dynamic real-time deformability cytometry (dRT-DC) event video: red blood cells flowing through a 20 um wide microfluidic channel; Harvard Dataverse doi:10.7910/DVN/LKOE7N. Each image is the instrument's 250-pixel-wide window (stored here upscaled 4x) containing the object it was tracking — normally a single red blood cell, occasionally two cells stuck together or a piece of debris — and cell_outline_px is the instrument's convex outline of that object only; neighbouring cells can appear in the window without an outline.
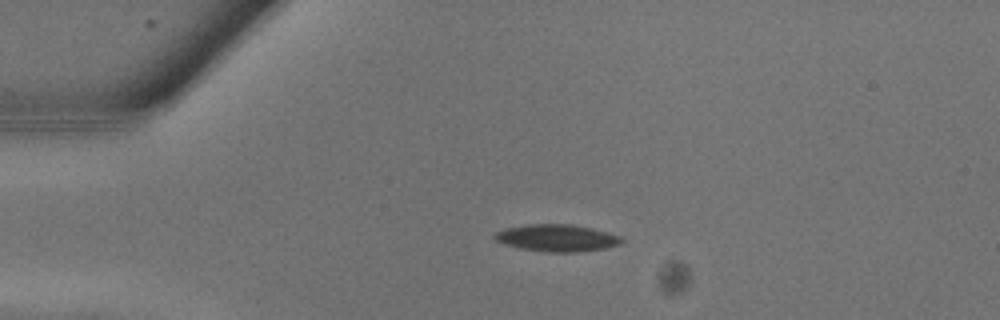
{"species": "common noctule bat (a hibernating species)", "species_latin": "Nyctalus noctula", "temperature_condition": "warm", "stored_images_in_passage": 3, "camera_frame_rate_fps": 3000, "um_per_image_px": 0.085, "animal": {"sex": "male", "body_mass_g": 13.3}, "frame": {"image": 1, "passage_image": 1, "time_ms": 0.0, "image_size_px": [1000, 320], "cell_outline_px": [[624, 240], [620, 244], [604, 248], [576, 252], [544, 252], [520, 248], [504, 244], [496, 240], [492, 236], [496, 232], [504, 228], [528, 224], [572, 224], [592, 228], [620, 236]], "centroid_in_image_um": [47.3, 20.22], "position_along_channel_um": 37.7, "area_um2": 20.0}}